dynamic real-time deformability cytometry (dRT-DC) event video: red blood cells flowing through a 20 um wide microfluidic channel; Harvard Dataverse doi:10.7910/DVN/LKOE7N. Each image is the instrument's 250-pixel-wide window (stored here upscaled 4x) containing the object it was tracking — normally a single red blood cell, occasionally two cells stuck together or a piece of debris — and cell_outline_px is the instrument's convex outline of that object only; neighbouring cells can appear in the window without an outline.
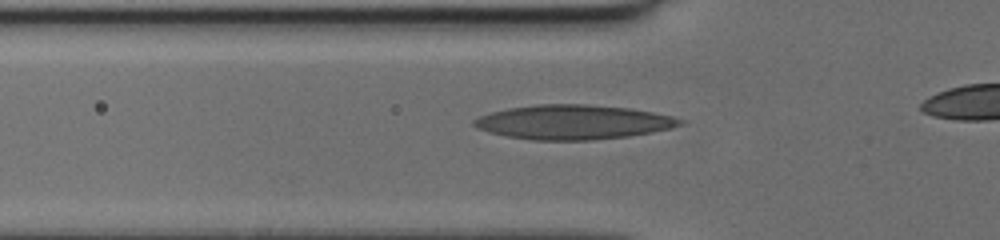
{"species": "human", "species_latin": "Homo sapiens", "temperature_condition": "cold", "stored_images_in_passage": 33, "camera_frame_rate_fps": 3000, "um_per_image_px": 0.085, "donor": {"sex": "female"}, "frame": {"image": 1, "passage_image": 9, "time_ms": 2.667, "image_size_px": [1000, 240], "cell_outline_px": [[684, 120], [680, 124], [672, 128], [652, 132], [628, 136], [592, 140], [532, 140], [508, 136], [488, 132], [476, 128], [472, 124], [472, 120], [480, 116], [492, 112], [508, 108], [536, 104], [584, 104], [628, 108], [652, 112], [672, 116]], "centroid_in_image_um": [48.69, 10.38], "position_along_channel_um": 77.1, "area_um2": 41.21}}
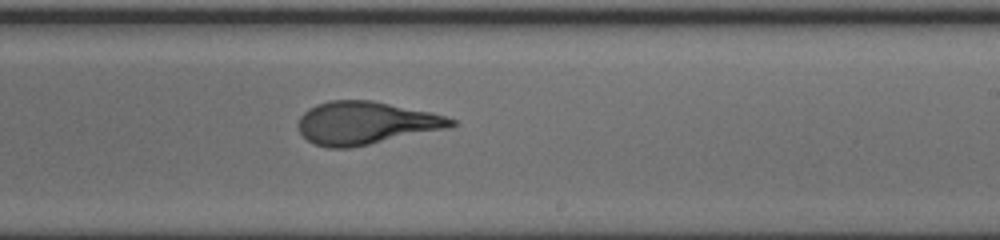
{"frame": {"image": 2, "passage_image": 22, "time_ms": 7.0, "image_size_px": [1000, 240], "cell_outline_px": [[456, 124], [444, 128], [368, 144], [348, 148], [328, 148], [316, 144], [308, 140], [300, 132], [300, 116], [308, 108], [316, 104], [328, 100], [372, 100], [432, 112], [456, 120]], "centroid_in_image_um": [31.05, 10.43], "position_along_channel_um": 258.0, "area_um2": 37.51}}
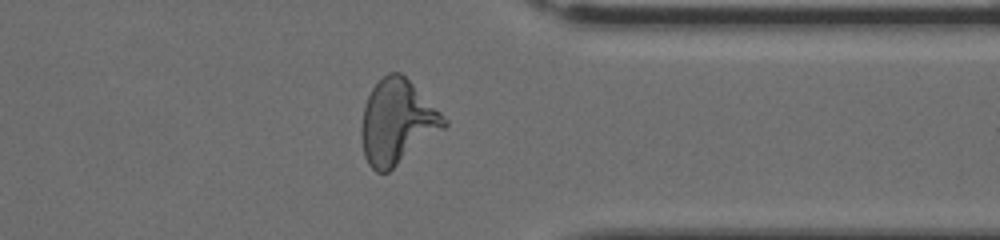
{"frame": {"image": 3, "passage_image": 31, "time_ms": 10.0, "image_size_px": [1000, 240], "cell_outline_px": [[448, 124], [444, 128], [388, 172], [376, 172], [368, 164], [364, 156], [360, 136], [360, 128], [364, 104], [372, 88], [388, 72], [400, 72], [448, 120]], "centroid_in_image_um": [33.71, 10.39], "position_along_channel_um": 377.7, "area_um2": 40.11}}